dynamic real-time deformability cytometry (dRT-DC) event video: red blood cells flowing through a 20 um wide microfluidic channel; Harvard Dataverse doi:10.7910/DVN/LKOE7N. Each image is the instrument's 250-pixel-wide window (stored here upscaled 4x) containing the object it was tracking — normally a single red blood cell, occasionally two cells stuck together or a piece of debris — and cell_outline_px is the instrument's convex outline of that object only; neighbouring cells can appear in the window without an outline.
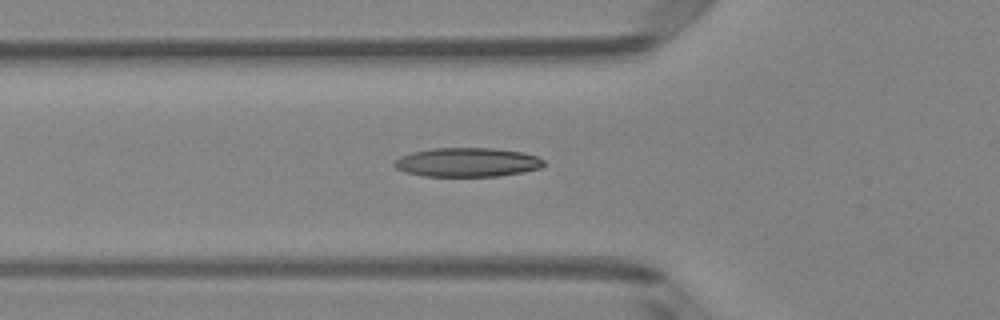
{"species": "Egyptian fruit bat (a non-hibernating species)", "species_latin": "Rousettus aegyptiacus", "temperature_condition": "room temperature", "stored_images_in_passage": 39, "camera_frame_rate_fps": 3000, "um_per_image_px": 0.085, "animal": {"sex": "female"}, "frame": {"image": 1, "passage_image": 9, "time_ms": 2.667, "image_size_px": [1000, 320], "cell_outline_px": [[544, 164], [540, 168], [520, 172], [496, 176], [424, 176], [404, 172], [396, 168], [392, 164], [400, 156], [412, 152], [432, 148], [496, 148], [524, 152], [536, 156], [544, 160]], "centroid_in_image_um": [39.69, 13.78], "position_along_channel_um": 86.1, "area_um2": 25.32}}
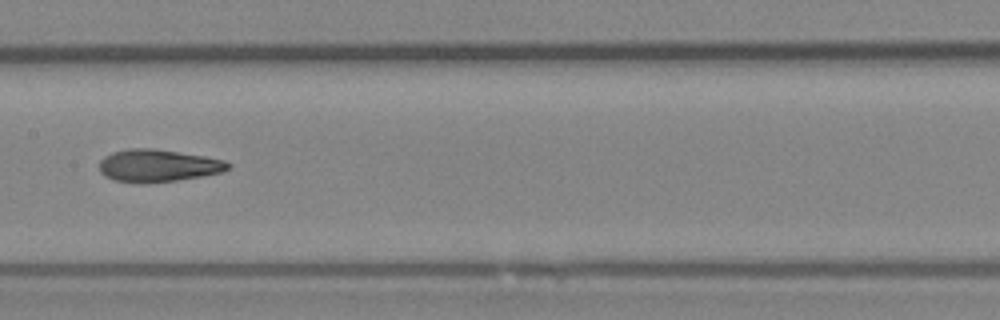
{"frame": {"image": 2, "passage_image": 17, "time_ms": 5.333, "image_size_px": [1000, 320], "cell_outline_px": [[232, 164], [224, 172], [176, 180], [148, 184], [140, 184], [112, 180], [104, 176], [100, 172], [100, 160], [104, 156], [112, 152], [128, 148], [152, 148], [204, 156], [224, 160]], "centroid_in_image_um": [13.39, 14.09], "position_along_channel_um": 194.0, "area_um2": 24.57}}
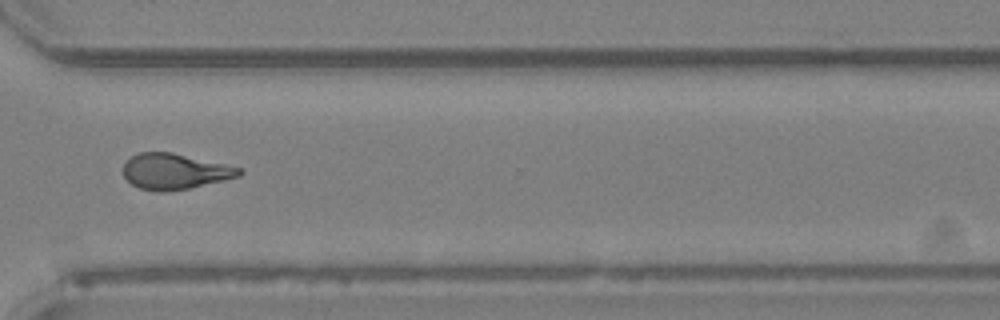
{"frame": {"image": 3, "passage_image": 29, "time_ms": 9.333, "image_size_px": [1000, 320], "cell_outline_px": [[244, 172], [240, 176], [224, 180], [188, 188], [168, 192], [160, 192], [140, 188], [132, 184], [124, 176], [124, 164], [132, 156], [140, 152], [172, 152], [224, 164], [240, 168]], "centroid_in_image_um": [14.85, 14.57], "position_along_channel_um": 355.7, "area_um2": 23.87}, "authors_computed_cell_mechanics": {"area_um2": 24.1604, "velocity_mm_per_s": 4.0343, "shape_relaxation_time_tau1_ms": 5.0761, "shape_relaxation_time_tau2_ms": 1.9441, "deformation_change_tau1": 0.1686, "deformation_change_tau2": 0.1055}}